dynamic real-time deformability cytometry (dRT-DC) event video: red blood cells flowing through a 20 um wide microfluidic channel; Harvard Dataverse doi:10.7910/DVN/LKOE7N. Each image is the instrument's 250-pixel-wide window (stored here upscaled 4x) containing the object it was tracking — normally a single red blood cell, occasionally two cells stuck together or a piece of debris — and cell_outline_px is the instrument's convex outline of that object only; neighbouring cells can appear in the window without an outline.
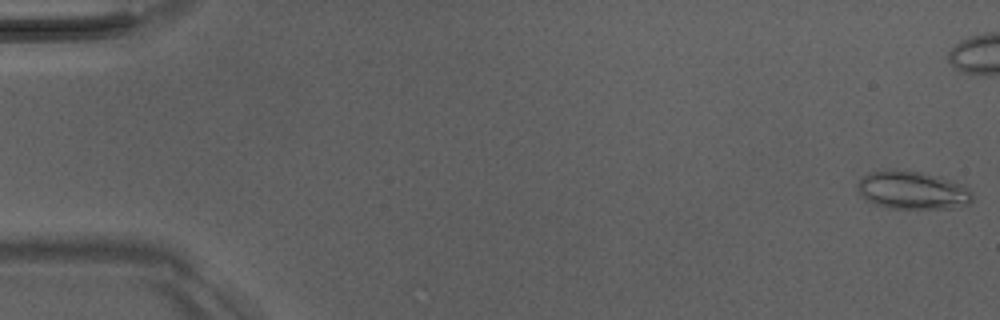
{"species": "Egyptian fruit bat (a non-hibernating species)", "species_latin": "Rousettus aegyptiacus", "temperature_condition": "room temperature", "stored_images_in_passage": 52, "camera_frame_rate_fps": 3000, "um_per_image_px": 0.085, "animal": {"sex": "male"}, "frame": {"image": 1, "passage_image": 1, "time_ms": 0.0, "image_size_px": [1000, 320], "cell_outline_px": [[972, 200], [968, 204], [952, 208], [888, 208], [872, 204], [864, 200], [860, 196], [856, 188], [856, 184], [860, 176], [868, 172], [888, 168], [920, 172], [936, 176], [964, 184], [972, 192]], "centroid_in_image_um": [77.46, 16.16], "position_along_channel_um": 7.5, "area_um2": 26.07}}
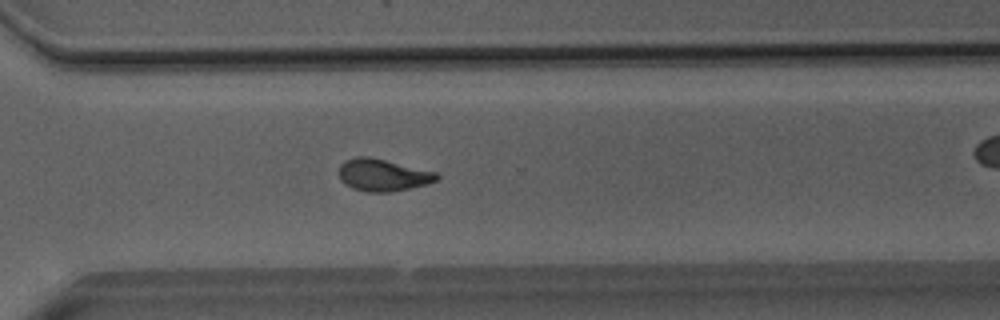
{"frame": {"image": 2, "passage_image": 37, "time_ms": 12.0, "image_size_px": [1000, 320], "cell_outline_px": [[440, 176], [436, 180], [428, 184], [392, 192], [368, 192], [352, 188], [344, 184], [340, 180], [340, 164], [344, 160], [356, 156], [368, 156], [436, 172]], "centroid_in_image_um": [32.52, 14.88], "position_along_channel_um": 338.1, "area_um2": 18.32}, "authors_computed_cell_mechanics": {"area_um2": 18.3515, "velocity_mm_per_s": 4.0778, "shape_relaxation_time_tau1_ms": null, "shape_relaxation_time_tau2_ms": 2.4569, "deformation_change_tau1": null, "deformation_change_tau2": 0.1005}}